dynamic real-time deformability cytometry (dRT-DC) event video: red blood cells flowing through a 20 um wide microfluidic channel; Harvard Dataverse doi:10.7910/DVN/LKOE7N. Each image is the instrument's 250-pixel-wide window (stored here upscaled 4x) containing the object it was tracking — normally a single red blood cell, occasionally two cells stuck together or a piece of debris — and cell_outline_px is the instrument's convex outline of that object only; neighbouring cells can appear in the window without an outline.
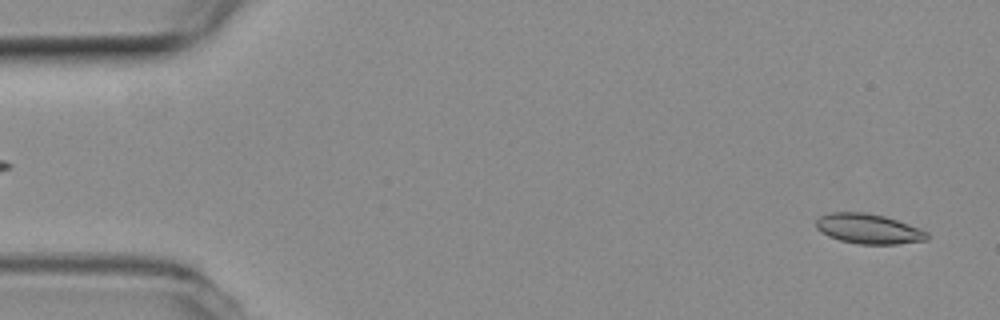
{"species": "common noctule bat (a hibernating species)", "species_latin": "Nyctalus noctula", "temperature_condition": "room temperature", "stored_images_in_passage": 6, "camera_frame_rate_fps": 3000, "um_per_image_px": 0.085, "animal": {"sex": "female", "body_mass_g": 19.3, "forearm_length_mm": 54.1}, "frame": {"image": 1, "passage_image": 2, "time_ms": 0.333, "image_size_px": [1000, 320], "cell_outline_px": [[928, 240], [896, 244], [860, 244], [840, 240], [828, 236], [820, 232], [816, 228], [816, 220], [820, 216], [828, 212], [864, 212], [884, 216], [920, 228], [928, 232]], "centroid_in_image_um": [73.81, 19.44], "position_along_channel_um": 11.2, "area_um2": 19.42}}